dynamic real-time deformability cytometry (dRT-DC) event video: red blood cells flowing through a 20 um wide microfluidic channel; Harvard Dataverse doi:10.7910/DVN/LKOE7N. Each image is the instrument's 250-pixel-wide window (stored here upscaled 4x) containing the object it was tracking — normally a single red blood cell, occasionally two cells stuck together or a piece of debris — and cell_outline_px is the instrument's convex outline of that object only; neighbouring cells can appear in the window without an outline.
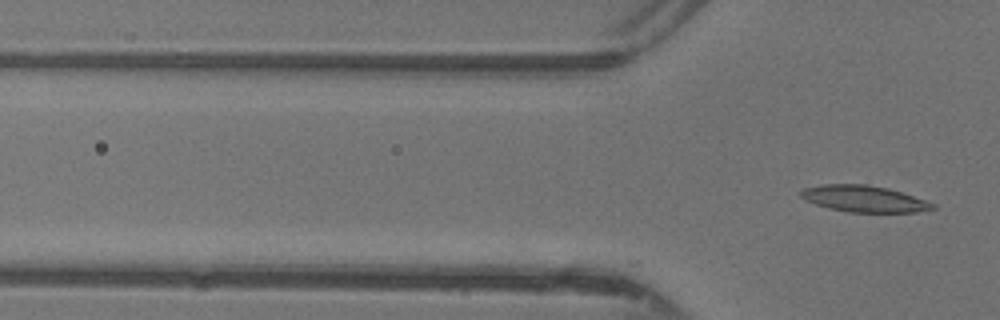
{"species": "common noctule bat (a hibernating species)", "species_latin": "Nyctalus noctula", "temperature_condition": "warm", "stored_images_in_passage": 5, "camera_frame_rate_fps": 3000, "um_per_image_px": 0.085, "animal": {"sex": "female"}, "frame": {"image": 1, "passage_image": 5, "time_ms": 1.333, "image_size_px": [1000, 320], "cell_outline_px": [[936, 208], [916, 212], [848, 212], [828, 208], [804, 200], [800, 196], [800, 192], [804, 188], [820, 184], [864, 184], [888, 188], [936, 204]], "centroid_in_image_um": [73.4, 16.89], "position_along_channel_um": 52.4, "area_um2": 20.23}}